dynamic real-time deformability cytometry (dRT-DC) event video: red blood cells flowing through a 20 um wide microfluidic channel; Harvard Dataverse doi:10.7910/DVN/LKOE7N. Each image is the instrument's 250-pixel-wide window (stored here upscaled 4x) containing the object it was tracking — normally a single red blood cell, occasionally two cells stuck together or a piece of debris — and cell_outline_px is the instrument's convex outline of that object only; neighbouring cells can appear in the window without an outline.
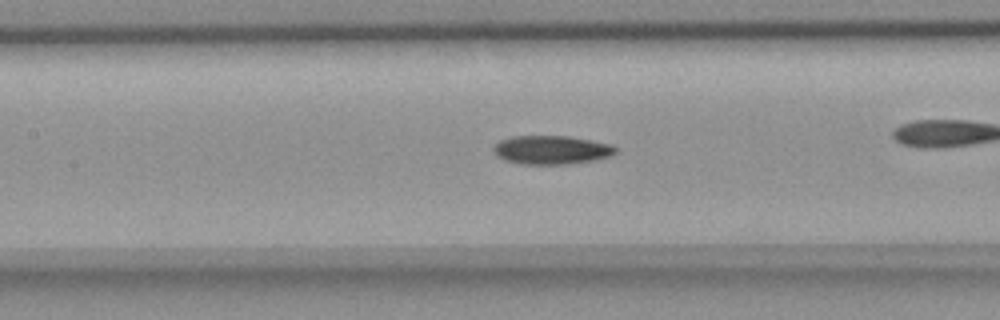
{"species": "common noctule bat (a hibernating species)", "species_latin": "Nyctalus noctula", "temperature_condition": "room temperature", "stored_images_in_passage": 45, "camera_frame_rate_fps": 3000, "um_per_image_px": 0.085, "animal": {"sex": "female", "body_mass_g": 18.4}, "frame": {"image": 1, "passage_image": 14, "time_ms": 4.333, "image_size_px": [1000, 320], "cell_outline_px": [[620, 152], [612, 156], [596, 160], [568, 164], [520, 164], [504, 160], [492, 152], [492, 148], [500, 140], [512, 136], [568, 136], [592, 140], [612, 144]], "centroid_in_image_um": [46.91, 12.74], "position_along_channel_um": 160.5, "area_um2": 20.75}}
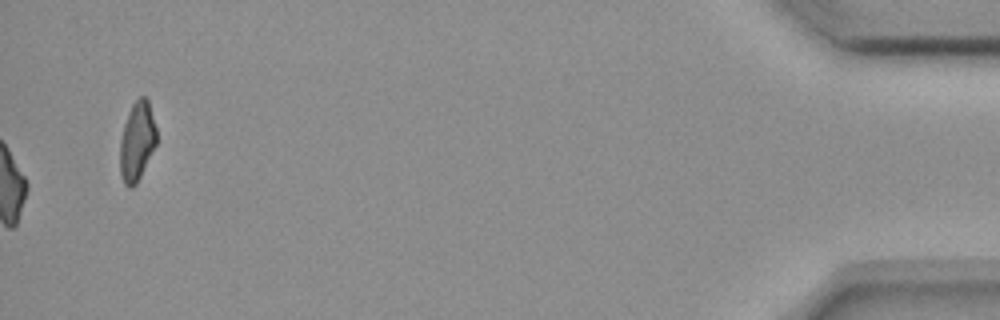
{"frame": {"image": 2, "passage_image": 45, "time_ms": 14.667, "image_size_px": [1000, 320], "cell_outline_px": [[156, 144], [136, 184], [132, 188], [128, 188], [124, 184], [120, 172], [120, 140], [124, 124], [128, 112], [132, 104], [140, 96], [144, 96], [148, 100], [156, 128]], "centroid_in_image_um": [11.63, 12.01], "position_along_channel_um": 423.6, "area_um2": 16.7}}